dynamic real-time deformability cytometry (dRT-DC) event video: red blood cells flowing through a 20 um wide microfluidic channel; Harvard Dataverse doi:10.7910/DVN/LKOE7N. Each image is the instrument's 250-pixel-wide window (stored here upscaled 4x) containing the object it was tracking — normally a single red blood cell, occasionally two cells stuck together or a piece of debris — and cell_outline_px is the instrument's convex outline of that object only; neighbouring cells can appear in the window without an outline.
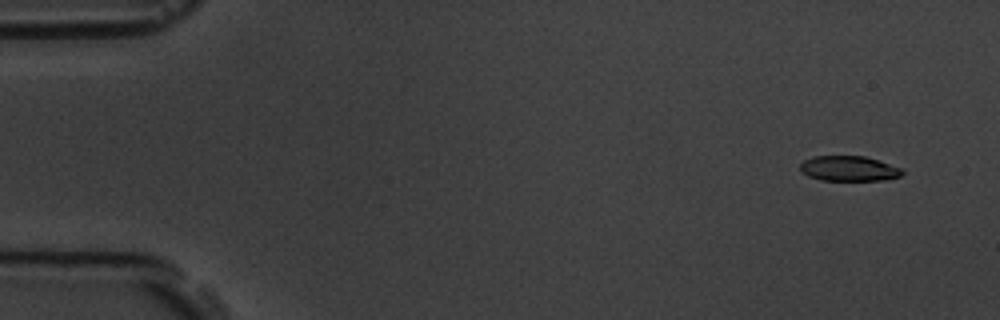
{"species": "common noctule bat (a hibernating species)", "species_latin": "Nyctalus noctula", "temperature_condition": "room temperature", "stored_images_in_passage": 5, "camera_frame_rate_fps": 3000, "um_per_image_px": 0.085, "animal": {"sex": "male", "body_mass_g": 19.5, "forearm_length_mm": 54.6}, "frame": {"image": 1, "passage_image": 1, "time_ms": 0.0, "image_size_px": [1000, 320], "cell_outline_px": [[904, 172], [900, 176], [884, 180], [820, 180], [808, 176], [800, 172], [800, 164], [804, 160], [812, 156], [864, 156], [904, 168]], "centroid_in_image_um": [72.15, 14.32], "position_along_channel_um": 12.9, "area_um2": 15.09}}
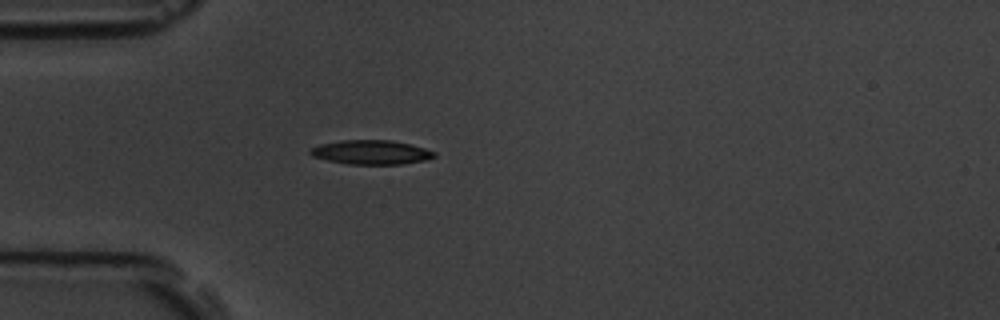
{"frame": {"image": 2, "passage_image": 5, "time_ms": 4.333, "image_size_px": [1000, 320], "cell_outline_px": [[436, 156], [424, 160], [404, 164], [348, 164], [328, 160], [312, 156], [308, 152], [312, 148], [320, 144], [340, 140], [392, 140], [424, 148], [436, 152]], "centroid_in_image_um": [31.54, 12.94], "position_along_channel_um": 53.5, "area_um2": 17.4}}